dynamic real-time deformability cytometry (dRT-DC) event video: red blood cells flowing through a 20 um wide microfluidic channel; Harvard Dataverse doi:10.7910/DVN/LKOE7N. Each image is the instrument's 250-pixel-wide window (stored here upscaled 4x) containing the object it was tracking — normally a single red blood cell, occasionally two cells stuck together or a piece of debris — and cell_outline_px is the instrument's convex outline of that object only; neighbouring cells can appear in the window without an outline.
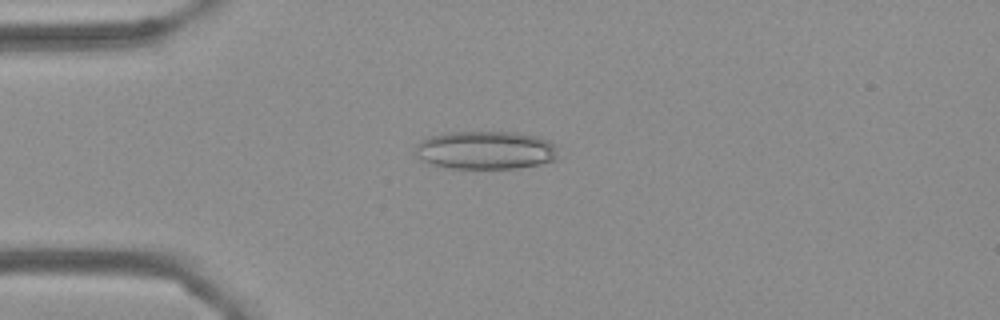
{"species": "Egyptian fruit bat (a non-hibernating species)", "species_latin": "Rousettus aegyptiacus", "temperature_condition": "cold", "stored_images_in_passage": 56, "camera_frame_rate_fps": 3000, "um_per_image_px": 0.085, "frame": {"image": 1, "passage_image": 14, "time_ms": 4.333, "image_size_px": [1000, 320], "cell_outline_px": [[556, 160], [540, 164], [516, 168], [448, 168], [432, 164], [416, 156], [416, 144], [420, 140], [432, 136], [452, 132], [516, 132], [536, 136], [548, 140], [556, 144]], "centroid_in_image_um": [41.3, 12.76], "position_along_channel_um": 43.7, "area_um2": 31.73}}
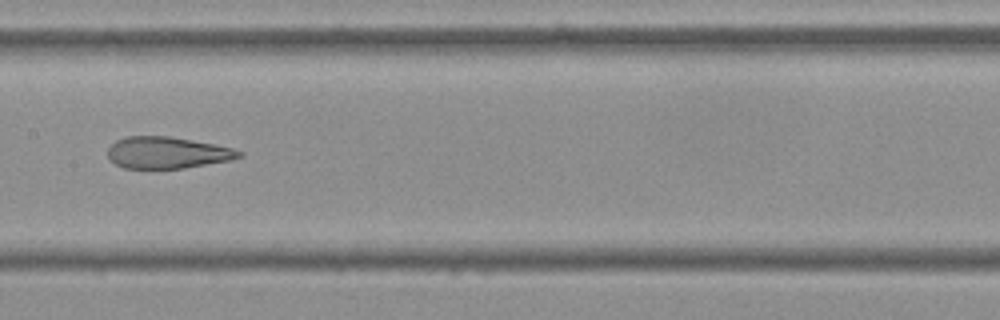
{"frame": {"image": 2, "passage_image": 28, "time_ms": 9.0, "image_size_px": [1000, 320], "cell_outline_px": [[244, 156], [232, 160], [184, 168], [124, 168], [108, 160], [108, 148], [116, 140], [128, 136], [168, 136], [192, 140], [232, 148], [244, 152]], "centroid_in_image_um": [14.22, 12.98], "position_along_channel_um": 193.2, "area_um2": 24.22}}
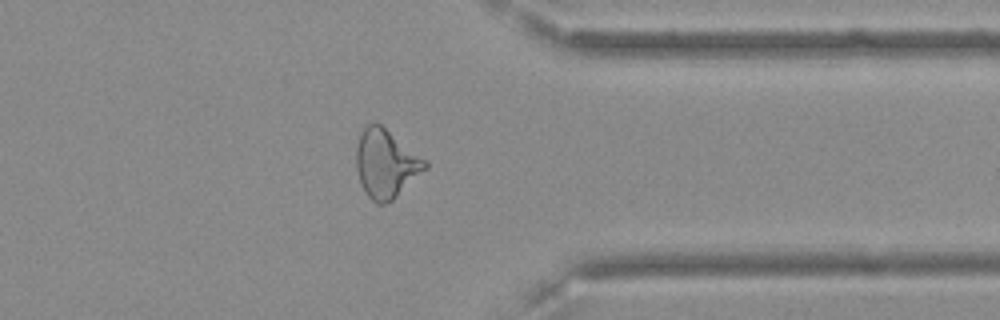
{"frame": {"image": 3, "passage_image": 44, "time_ms": 14.333, "image_size_px": [1000, 320], "cell_outline_px": [[428, 168], [392, 200], [384, 204], [376, 204], [364, 192], [356, 168], [356, 148], [360, 132], [368, 124], [380, 124], [428, 160]], "centroid_in_image_um": [32.82, 13.92], "position_along_channel_um": 378.6, "area_um2": 27.46}, "authors_computed_cell_mechanics": {"area_um2": 28.5821, "velocity_mm_per_s": 3.6192, "shape_relaxation_time_tau1_ms": null, "shape_relaxation_time_tau2_ms": 1.734, "deformation_change_tau1": null, "deformation_change_tau2": 0.1185}}